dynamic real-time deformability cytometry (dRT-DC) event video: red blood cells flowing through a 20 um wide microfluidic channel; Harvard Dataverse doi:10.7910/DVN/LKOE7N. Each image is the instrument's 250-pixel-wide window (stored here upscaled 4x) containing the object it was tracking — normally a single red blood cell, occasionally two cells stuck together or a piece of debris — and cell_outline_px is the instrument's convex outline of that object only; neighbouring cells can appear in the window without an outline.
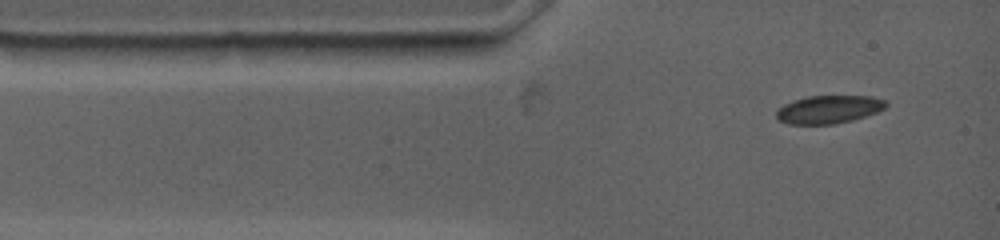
{"species": "common noctule bat (a hibernating species)", "species_latin": "Nyctalus noctula", "temperature_condition": "warm", "stored_images_in_passage": 34, "camera_frame_rate_fps": 4500, "um_per_image_px": 0.085, "animal": {"sex": "female", "body_mass_g": 19.0, "forearm_length_mm": 53.3}, "frame": {"image": 1, "passage_image": 1, "time_ms": 0.0, "image_size_px": [1000, 240], "cell_outline_px": [[888, 104], [884, 108], [876, 112], [852, 120], [836, 124], [788, 124], [780, 120], [776, 116], [776, 112], [784, 104], [792, 100], [808, 96], [872, 96], [884, 100]], "centroid_in_image_um": [70.43, 9.29], "position_along_channel_um": 14.6, "area_um2": 17.8}}
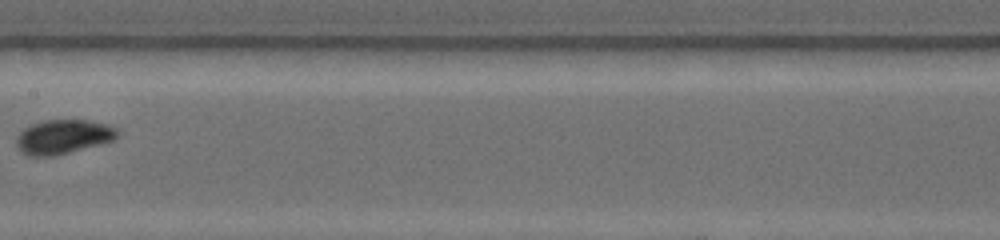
{"frame": {"image": 2, "passage_image": 10, "time_ms": 5.778, "image_size_px": [1000, 240], "cell_outline_px": [[120, 132], [116, 140], [52, 156], [32, 156], [20, 152], [16, 144], [16, 136], [24, 128], [32, 124], [44, 120], [88, 120], [108, 124], [116, 128]], "centroid_in_image_um": [5.38, 11.61], "position_along_channel_um": 202.0, "area_um2": 20.23}}
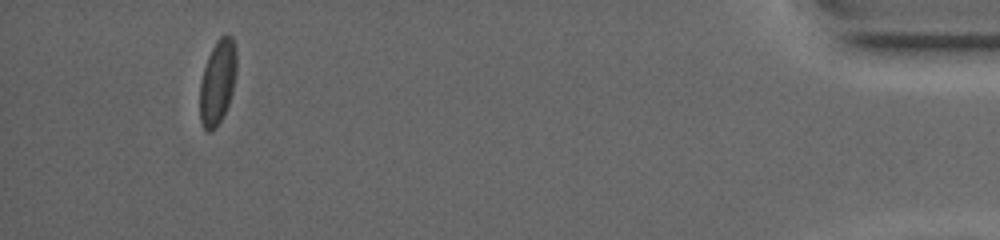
{"frame": {"image": 3, "passage_image": 29, "time_ms": 14.444, "image_size_px": [1000, 240], "cell_outline_px": [[236, 72], [232, 92], [228, 104], [216, 128], [208, 132], [204, 128], [200, 120], [200, 80], [208, 56], [216, 40], [220, 36], [232, 36], [236, 48]], "centroid_in_image_um": [18.49, 6.96], "position_along_channel_um": 416.7, "area_um2": 17.98}, "authors_computed_cell_mechanics": {"area_um2": 18.4093, "velocity_mm_per_s": 3.6682, "shape_relaxation_time_tau1_ms": 3.2519, "shape_relaxation_time_tau2_ms": null, "deformation_change_tau1": 0.0866, "deformation_change_tau2": null}}